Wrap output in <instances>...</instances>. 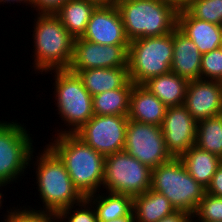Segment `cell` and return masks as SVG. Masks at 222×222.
Returning a JSON list of instances; mask_svg holds the SVG:
<instances>
[{
  "label": "cell",
  "mask_w": 222,
  "mask_h": 222,
  "mask_svg": "<svg viewBox=\"0 0 222 222\" xmlns=\"http://www.w3.org/2000/svg\"><path fill=\"white\" fill-rule=\"evenodd\" d=\"M195 146L222 159V114L197 122Z\"/></svg>",
  "instance_id": "obj_26"
},
{
  "label": "cell",
  "mask_w": 222,
  "mask_h": 222,
  "mask_svg": "<svg viewBox=\"0 0 222 222\" xmlns=\"http://www.w3.org/2000/svg\"><path fill=\"white\" fill-rule=\"evenodd\" d=\"M24 124L0 121V186L16 182L33 161V139Z\"/></svg>",
  "instance_id": "obj_8"
},
{
  "label": "cell",
  "mask_w": 222,
  "mask_h": 222,
  "mask_svg": "<svg viewBox=\"0 0 222 222\" xmlns=\"http://www.w3.org/2000/svg\"><path fill=\"white\" fill-rule=\"evenodd\" d=\"M162 3L171 6L177 13L185 11L190 0H160Z\"/></svg>",
  "instance_id": "obj_35"
},
{
  "label": "cell",
  "mask_w": 222,
  "mask_h": 222,
  "mask_svg": "<svg viewBox=\"0 0 222 222\" xmlns=\"http://www.w3.org/2000/svg\"><path fill=\"white\" fill-rule=\"evenodd\" d=\"M161 129L172 158H180L196 143L197 121L184 105L167 107Z\"/></svg>",
  "instance_id": "obj_13"
},
{
  "label": "cell",
  "mask_w": 222,
  "mask_h": 222,
  "mask_svg": "<svg viewBox=\"0 0 222 222\" xmlns=\"http://www.w3.org/2000/svg\"><path fill=\"white\" fill-rule=\"evenodd\" d=\"M94 3L96 6H110L115 4L114 0H86Z\"/></svg>",
  "instance_id": "obj_37"
},
{
  "label": "cell",
  "mask_w": 222,
  "mask_h": 222,
  "mask_svg": "<svg viewBox=\"0 0 222 222\" xmlns=\"http://www.w3.org/2000/svg\"><path fill=\"white\" fill-rule=\"evenodd\" d=\"M0 187L2 188L3 186H0ZM1 188H0V189H1ZM0 192H1V191H0ZM3 197H4V196L2 195V193H0V208H1V206H2V202H3L2 199H3Z\"/></svg>",
  "instance_id": "obj_39"
},
{
  "label": "cell",
  "mask_w": 222,
  "mask_h": 222,
  "mask_svg": "<svg viewBox=\"0 0 222 222\" xmlns=\"http://www.w3.org/2000/svg\"><path fill=\"white\" fill-rule=\"evenodd\" d=\"M194 221L197 222V220H194V217L191 216L186 222H194Z\"/></svg>",
  "instance_id": "obj_40"
},
{
  "label": "cell",
  "mask_w": 222,
  "mask_h": 222,
  "mask_svg": "<svg viewBox=\"0 0 222 222\" xmlns=\"http://www.w3.org/2000/svg\"><path fill=\"white\" fill-rule=\"evenodd\" d=\"M123 151L151 169L172 159L160 126L129 119Z\"/></svg>",
  "instance_id": "obj_10"
},
{
  "label": "cell",
  "mask_w": 222,
  "mask_h": 222,
  "mask_svg": "<svg viewBox=\"0 0 222 222\" xmlns=\"http://www.w3.org/2000/svg\"><path fill=\"white\" fill-rule=\"evenodd\" d=\"M76 206L80 208L75 209ZM56 219L58 222L59 220L60 222H63L64 220H67L66 222H98L96 211L86 198L78 205H73L57 212Z\"/></svg>",
  "instance_id": "obj_29"
},
{
  "label": "cell",
  "mask_w": 222,
  "mask_h": 222,
  "mask_svg": "<svg viewBox=\"0 0 222 222\" xmlns=\"http://www.w3.org/2000/svg\"><path fill=\"white\" fill-rule=\"evenodd\" d=\"M177 27L195 43L201 54L220 48L221 25L196 19L185 10L177 13Z\"/></svg>",
  "instance_id": "obj_17"
},
{
  "label": "cell",
  "mask_w": 222,
  "mask_h": 222,
  "mask_svg": "<svg viewBox=\"0 0 222 222\" xmlns=\"http://www.w3.org/2000/svg\"><path fill=\"white\" fill-rule=\"evenodd\" d=\"M192 217L198 222H222V197L205 192Z\"/></svg>",
  "instance_id": "obj_28"
},
{
  "label": "cell",
  "mask_w": 222,
  "mask_h": 222,
  "mask_svg": "<svg viewBox=\"0 0 222 222\" xmlns=\"http://www.w3.org/2000/svg\"><path fill=\"white\" fill-rule=\"evenodd\" d=\"M97 6L86 0H68L54 14L76 39L83 36L92 12Z\"/></svg>",
  "instance_id": "obj_24"
},
{
  "label": "cell",
  "mask_w": 222,
  "mask_h": 222,
  "mask_svg": "<svg viewBox=\"0 0 222 222\" xmlns=\"http://www.w3.org/2000/svg\"><path fill=\"white\" fill-rule=\"evenodd\" d=\"M45 147L35 156L37 161L33 164L36 166L38 195L44 204L43 210L38 211L56 214L74 204L78 205L85 197L74 186L59 156L48 145Z\"/></svg>",
  "instance_id": "obj_3"
},
{
  "label": "cell",
  "mask_w": 222,
  "mask_h": 222,
  "mask_svg": "<svg viewBox=\"0 0 222 222\" xmlns=\"http://www.w3.org/2000/svg\"><path fill=\"white\" fill-rule=\"evenodd\" d=\"M175 211L176 209L164 195L152 189L133 197L132 212L135 222H158Z\"/></svg>",
  "instance_id": "obj_21"
},
{
  "label": "cell",
  "mask_w": 222,
  "mask_h": 222,
  "mask_svg": "<svg viewBox=\"0 0 222 222\" xmlns=\"http://www.w3.org/2000/svg\"><path fill=\"white\" fill-rule=\"evenodd\" d=\"M68 0H31L37 13H55Z\"/></svg>",
  "instance_id": "obj_32"
},
{
  "label": "cell",
  "mask_w": 222,
  "mask_h": 222,
  "mask_svg": "<svg viewBox=\"0 0 222 222\" xmlns=\"http://www.w3.org/2000/svg\"><path fill=\"white\" fill-rule=\"evenodd\" d=\"M128 49L129 45H103L76 38L68 70L76 74L85 69L128 67Z\"/></svg>",
  "instance_id": "obj_12"
},
{
  "label": "cell",
  "mask_w": 222,
  "mask_h": 222,
  "mask_svg": "<svg viewBox=\"0 0 222 222\" xmlns=\"http://www.w3.org/2000/svg\"><path fill=\"white\" fill-rule=\"evenodd\" d=\"M29 208L12 207L9 211H6L7 215L4 217L5 222H57L56 214L52 212L38 211L30 206ZM15 208V209H14ZM21 209V210H20ZM52 219V220H51ZM56 220V221H55Z\"/></svg>",
  "instance_id": "obj_30"
},
{
  "label": "cell",
  "mask_w": 222,
  "mask_h": 222,
  "mask_svg": "<svg viewBox=\"0 0 222 222\" xmlns=\"http://www.w3.org/2000/svg\"><path fill=\"white\" fill-rule=\"evenodd\" d=\"M54 73V94L57 101L56 107L62 121L68 126L60 131L59 134H75L93 116L92 95L84 87L79 76L68 69L50 70Z\"/></svg>",
  "instance_id": "obj_6"
},
{
  "label": "cell",
  "mask_w": 222,
  "mask_h": 222,
  "mask_svg": "<svg viewBox=\"0 0 222 222\" xmlns=\"http://www.w3.org/2000/svg\"><path fill=\"white\" fill-rule=\"evenodd\" d=\"M127 38L159 37L177 27V12L160 0L115 1Z\"/></svg>",
  "instance_id": "obj_4"
},
{
  "label": "cell",
  "mask_w": 222,
  "mask_h": 222,
  "mask_svg": "<svg viewBox=\"0 0 222 222\" xmlns=\"http://www.w3.org/2000/svg\"><path fill=\"white\" fill-rule=\"evenodd\" d=\"M183 105L197 122L222 114V83L202 79L189 81Z\"/></svg>",
  "instance_id": "obj_15"
},
{
  "label": "cell",
  "mask_w": 222,
  "mask_h": 222,
  "mask_svg": "<svg viewBox=\"0 0 222 222\" xmlns=\"http://www.w3.org/2000/svg\"><path fill=\"white\" fill-rule=\"evenodd\" d=\"M3 2V3H2ZM11 2H13V4L15 3V2H17V4L18 3H25L26 4V6H31V0H0V3H2V4H4V3H10L11 4Z\"/></svg>",
  "instance_id": "obj_38"
},
{
  "label": "cell",
  "mask_w": 222,
  "mask_h": 222,
  "mask_svg": "<svg viewBox=\"0 0 222 222\" xmlns=\"http://www.w3.org/2000/svg\"><path fill=\"white\" fill-rule=\"evenodd\" d=\"M95 194L87 196L86 199L94 205L97 221H110L133 215V197L109 191L104 193L106 196L103 193L101 195Z\"/></svg>",
  "instance_id": "obj_23"
},
{
  "label": "cell",
  "mask_w": 222,
  "mask_h": 222,
  "mask_svg": "<svg viewBox=\"0 0 222 222\" xmlns=\"http://www.w3.org/2000/svg\"><path fill=\"white\" fill-rule=\"evenodd\" d=\"M206 193L222 197V162L219 164L209 186L206 188Z\"/></svg>",
  "instance_id": "obj_33"
},
{
  "label": "cell",
  "mask_w": 222,
  "mask_h": 222,
  "mask_svg": "<svg viewBox=\"0 0 222 222\" xmlns=\"http://www.w3.org/2000/svg\"><path fill=\"white\" fill-rule=\"evenodd\" d=\"M34 23V71L43 74L50 70L68 69L72 61L75 38L54 13H37Z\"/></svg>",
  "instance_id": "obj_2"
},
{
  "label": "cell",
  "mask_w": 222,
  "mask_h": 222,
  "mask_svg": "<svg viewBox=\"0 0 222 222\" xmlns=\"http://www.w3.org/2000/svg\"><path fill=\"white\" fill-rule=\"evenodd\" d=\"M164 195L178 211L193 215L206 189L186 170L179 158L152 169L151 187Z\"/></svg>",
  "instance_id": "obj_5"
},
{
  "label": "cell",
  "mask_w": 222,
  "mask_h": 222,
  "mask_svg": "<svg viewBox=\"0 0 222 222\" xmlns=\"http://www.w3.org/2000/svg\"><path fill=\"white\" fill-rule=\"evenodd\" d=\"M152 169L121 151L105 156L103 189L131 197L151 187Z\"/></svg>",
  "instance_id": "obj_9"
},
{
  "label": "cell",
  "mask_w": 222,
  "mask_h": 222,
  "mask_svg": "<svg viewBox=\"0 0 222 222\" xmlns=\"http://www.w3.org/2000/svg\"><path fill=\"white\" fill-rule=\"evenodd\" d=\"M76 74L92 96L123 88L130 81L128 67L85 69Z\"/></svg>",
  "instance_id": "obj_19"
},
{
  "label": "cell",
  "mask_w": 222,
  "mask_h": 222,
  "mask_svg": "<svg viewBox=\"0 0 222 222\" xmlns=\"http://www.w3.org/2000/svg\"><path fill=\"white\" fill-rule=\"evenodd\" d=\"M82 39L103 45H129L120 12L115 4L97 6Z\"/></svg>",
  "instance_id": "obj_14"
},
{
  "label": "cell",
  "mask_w": 222,
  "mask_h": 222,
  "mask_svg": "<svg viewBox=\"0 0 222 222\" xmlns=\"http://www.w3.org/2000/svg\"><path fill=\"white\" fill-rule=\"evenodd\" d=\"M188 80L173 72L152 77L142 85L164 103L166 107L180 106L185 102Z\"/></svg>",
  "instance_id": "obj_20"
},
{
  "label": "cell",
  "mask_w": 222,
  "mask_h": 222,
  "mask_svg": "<svg viewBox=\"0 0 222 222\" xmlns=\"http://www.w3.org/2000/svg\"><path fill=\"white\" fill-rule=\"evenodd\" d=\"M128 116L94 115L75 134L104 156L124 149Z\"/></svg>",
  "instance_id": "obj_11"
},
{
  "label": "cell",
  "mask_w": 222,
  "mask_h": 222,
  "mask_svg": "<svg viewBox=\"0 0 222 222\" xmlns=\"http://www.w3.org/2000/svg\"><path fill=\"white\" fill-rule=\"evenodd\" d=\"M202 54L195 43L178 27L173 30L171 72L188 81L200 80Z\"/></svg>",
  "instance_id": "obj_16"
},
{
  "label": "cell",
  "mask_w": 222,
  "mask_h": 222,
  "mask_svg": "<svg viewBox=\"0 0 222 222\" xmlns=\"http://www.w3.org/2000/svg\"><path fill=\"white\" fill-rule=\"evenodd\" d=\"M167 107L142 84H133L128 119L160 126Z\"/></svg>",
  "instance_id": "obj_18"
},
{
  "label": "cell",
  "mask_w": 222,
  "mask_h": 222,
  "mask_svg": "<svg viewBox=\"0 0 222 222\" xmlns=\"http://www.w3.org/2000/svg\"><path fill=\"white\" fill-rule=\"evenodd\" d=\"M98 222H135V218L134 215H127L110 221H98Z\"/></svg>",
  "instance_id": "obj_36"
},
{
  "label": "cell",
  "mask_w": 222,
  "mask_h": 222,
  "mask_svg": "<svg viewBox=\"0 0 222 222\" xmlns=\"http://www.w3.org/2000/svg\"><path fill=\"white\" fill-rule=\"evenodd\" d=\"M47 144L62 160L77 190L86 198L101 189L105 156L96 152L76 134H59Z\"/></svg>",
  "instance_id": "obj_1"
},
{
  "label": "cell",
  "mask_w": 222,
  "mask_h": 222,
  "mask_svg": "<svg viewBox=\"0 0 222 222\" xmlns=\"http://www.w3.org/2000/svg\"><path fill=\"white\" fill-rule=\"evenodd\" d=\"M186 11L196 19L222 26V0H190Z\"/></svg>",
  "instance_id": "obj_27"
},
{
  "label": "cell",
  "mask_w": 222,
  "mask_h": 222,
  "mask_svg": "<svg viewBox=\"0 0 222 222\" xmlns=\"http://www.w3.org/2000/svg\"><path fill=\"white\" fill-rule=\"evenodd\" d=\"M187 172L205 189L209 186L222 159L216 155L192 146L179 158Z\"/></svg>",
  "instance_id": "obj_22"
},
{
  "label": "cell",
  "mask_w": 222,
  "mask_h": 222,
  "mask_svg": "<svg viewBox=\"0 0 222 222\" xmlns=\"http://www.w3.org/2000/svg\"><path fill=\"white\" fill-rule=\"evenodd\" d=\"M173 59V32L159 36L137 38L128 49L129 78L134 84L169 73Z\"/></svg>",
  "instance_id": "obj_7"
},
{
  "label": "cell",
  "mask_w": 222,
  "mask_h": 222,
  "mask_svg": "<svg viewBox=\"0 0 222 222\" xmlns=\"http://www.w3.org/2000/svg\"><path fill=\"white\" fill-rule=\"evenodd\" d=\"M133 82L130 80L123 88L106 91L92 96L94 115H118L128 116L130 94L133 89Z\"/></svg>",
  "instance_id": "obj_25"
},
{
  "label": "cell",
  "mask_w": 222,
  "mask_h": 222,
  "mask_svg": "<svg viewBox=\"0 0 222 222\" xmlns=\"http://www.w3.org/2000/svg\"><path fill=\"white\" fill-rule=\"evenodd\" d=\"M192 215L176 210L175 212L165 216L158 222H186Z\"/></svg>",
  "instance_id": "obj_34"
},
{
  "label": "cell",
  "mask_w": 222,
  "mask_h": 222,
  "mask_svg": "<svg viewBox=\"0 0 222 222\" xmlns=\"http://www.w3.org/2000/svg\"><path fill=\"white\" fill-rule=\"evenodd\" d=\"M200 77L202 80L222 81V50L202 54Z\"/></svg>",
  "instance_id": "obj_31"
}]
</instances>
